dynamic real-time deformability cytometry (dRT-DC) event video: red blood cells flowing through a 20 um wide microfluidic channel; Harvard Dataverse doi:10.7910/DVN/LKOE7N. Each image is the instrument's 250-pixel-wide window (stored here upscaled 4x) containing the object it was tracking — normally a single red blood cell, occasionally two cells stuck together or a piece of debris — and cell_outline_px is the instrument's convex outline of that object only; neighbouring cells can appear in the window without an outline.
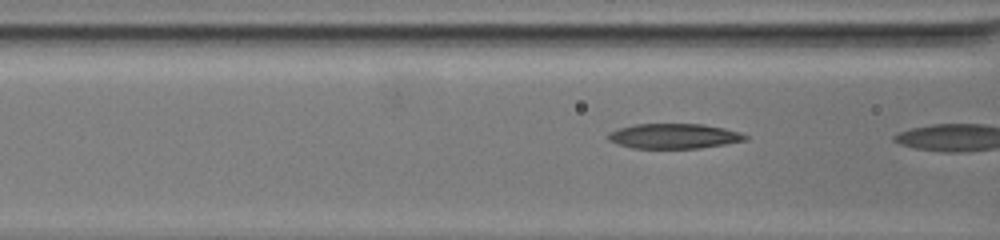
{"species": "common noctule bat (a hibernating species)", "species_latin": "Nyctalus noctula", "temperature_condition": "warm", "stored_images_in_passage": 6, "camera_frame_rate_fps": 3000, "um_per_image_px": 0.085, "animal": {"sex": "female", "body_mass_g": 19.5, "forearm_length_mm": 54.1}, "frame": {"image": 1, "passage_image": 5, "time_ms": 1.333, "image_size_px": [1000, 240], "cell_outline_px": [[748, 140], [700, 148], [632, 148], [616, 144], [608, 140], [604, 136], [608, 132], [616, 128], [636, 124], [704, 124], [724, 128], [740, 132], [748, 136]], "centroid_in_image_um": [57.23, 11.56], "position_along_channel_um": 109.4, "area_um2": 20.23}}